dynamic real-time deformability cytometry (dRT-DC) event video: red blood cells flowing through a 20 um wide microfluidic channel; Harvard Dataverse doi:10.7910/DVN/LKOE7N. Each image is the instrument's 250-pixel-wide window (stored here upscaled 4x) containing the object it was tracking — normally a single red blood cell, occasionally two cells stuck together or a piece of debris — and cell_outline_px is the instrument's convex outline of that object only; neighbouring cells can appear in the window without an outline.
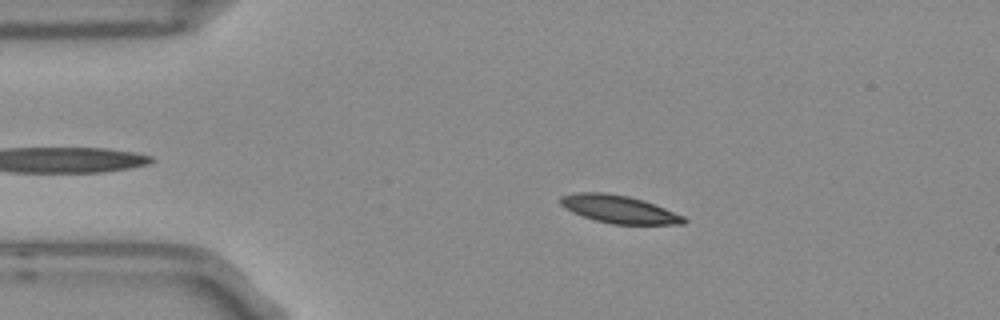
{"species": "Egyptian fruit bat (a non-hibernating species)", "species_latin": "Rousettus aegyptiacus", "temperature_condition": "room temperature", "stored_images_in_passage": 4, "camera_frame_rate_fps": 3000, "um_per_image_px": 0.085, "frame": {"image": 1, "passage_image": 4, "time_ms": 1.0, "image_size_px": [1000, 320], "cell_outline_px": [[688, 220], [684, 224], [612, 224], [596, 220], [572, 212], [564, 208], [560, 204], [560, 196], [572, 192], [604, 192], [628, 196], [644, 200], [684, 216]], "centroid_in_image_um": [52.59, 17.77], "position_along_channel_um": 32.4, "area_um2": 20.0}}